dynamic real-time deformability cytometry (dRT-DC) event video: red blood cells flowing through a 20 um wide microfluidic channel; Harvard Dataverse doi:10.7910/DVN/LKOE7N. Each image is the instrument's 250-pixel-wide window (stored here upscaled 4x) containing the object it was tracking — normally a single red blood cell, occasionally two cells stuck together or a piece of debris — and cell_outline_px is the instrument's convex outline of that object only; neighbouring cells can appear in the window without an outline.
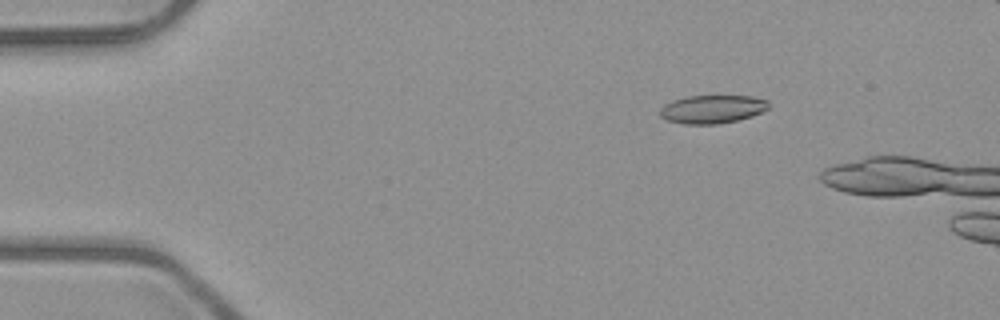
{"species": "common noctule bat (a hibernating species)", "species_latin": "Nyctalus noctula", "temperature_condition": "room temperature", "stored_images_in_passage": 4, "camera_frame_rate_fps": 3000, "um_per_image_px": 0.085, "animal": {"sex": "male", "body_mass_g": 23.1, "forearm_length_mm": 52.7}, "frame": {"image": 1, "passage_image": 2, "time_ms": 2.333, "image_size_px": [1000, 320], "cell_outline_px": [[768, 108], [752, 116], [736, 120], [716, 124], [684, 124], [668, 120], [660, 116], [660, 108], [664, 104], [672, 100], [688, 96], [752, 96], [768, 100]], "centroid_in_image_um": [60.52, 9.27], "position_along_channel_um": 24.5, "area_um2": 17.8}}